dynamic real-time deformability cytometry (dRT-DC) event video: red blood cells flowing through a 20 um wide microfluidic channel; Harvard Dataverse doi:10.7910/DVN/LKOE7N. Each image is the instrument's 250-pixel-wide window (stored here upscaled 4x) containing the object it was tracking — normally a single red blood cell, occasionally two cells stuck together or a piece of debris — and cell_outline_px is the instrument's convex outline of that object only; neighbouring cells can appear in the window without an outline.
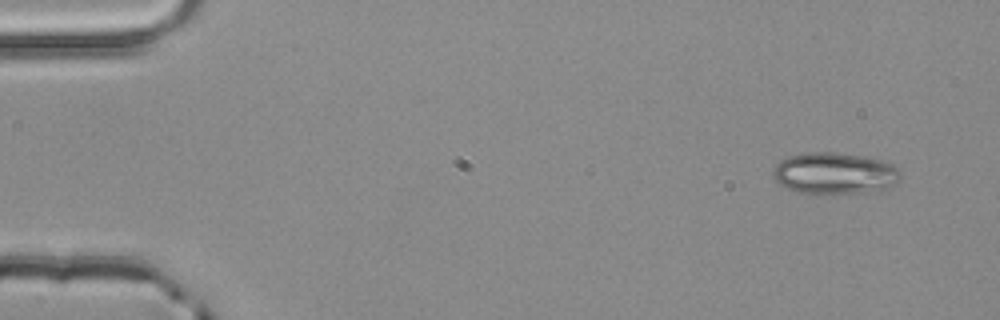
{"species": "common noctule bat (a hibernating species)", "species_latin": "Nyctalus noctula", "temperature_condition": "room temperature", "stored_images_in_passage": 3, "camera_frame_rate_fps": 3000, "um_per_image_px": 0.085, "animal": {"sex": "male", "body_mass_g": 20.4}, "frame": {"image": 1, "passage_image": 1, "time_ms": 0.0, "image_size_px": [1000, 320], "cell_outline_px": [[900, 180], [888, 188], [860, 192], [796, 192], [780, 184], [772, 176], [772, 168], [780, 160], [788, 156], [804, 152], [836, 152], [864, 156], [884, 160], [892, 164], [900, 172]], "centroid_in_image_um": [70.92, 14.69], "position_along_channel_um": 14.1, "area_um2": 30.69}}